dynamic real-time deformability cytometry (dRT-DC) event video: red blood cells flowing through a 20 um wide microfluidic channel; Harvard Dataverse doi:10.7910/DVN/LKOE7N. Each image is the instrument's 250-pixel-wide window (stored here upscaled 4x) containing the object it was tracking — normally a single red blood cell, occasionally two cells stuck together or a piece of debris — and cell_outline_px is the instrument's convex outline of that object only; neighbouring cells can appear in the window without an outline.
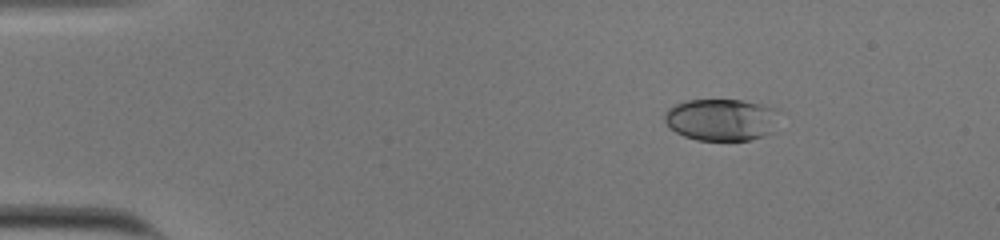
{"species": "human", "species_latin": "Homo sapiens", "temperature_condition": "cold", "stored_images_in_passage": 34, "camera_frame_rate_fps": 3000, "um_per_image_px": 0.085, "donor": {"sex": "male"}, "frame": {"image": 1, "passage_image": 1, "time_ms": 0.0, "image_size_px": [1000, 240], "cell_outline_px": [[752, 136], [744, 140], [704, 140], [688, 136], [672, 128], [668, 120], [668, 116], [676, 108], [684, 104], [696, 100], [736, 100], [744, 104]], "centroid_in_image_um": [60.52, 10.21], "position_along_channel_um": 24.5, "area_um2": 20.06}}
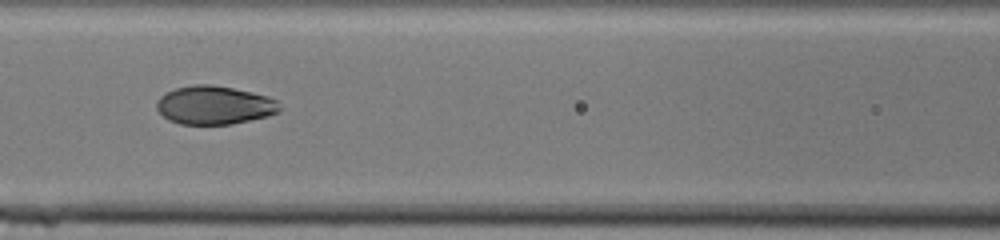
{"frame": {"image": 2, "passage_image": 18, "time_ms": 5.667, "image_size_px": [1000, 240], "cell_outline_px": [[272, 112], [260, 116], [244, 120], [224, 124], [188, 124], [172, 120], [160, 112], [160, 100], [164, 96], [180, 88], [228, 88], [260, 96], [272, 100]], "centroid_in_image_um": [18.12, 9.0], "position_along_channel_um": 148.5, "area_um2": 23.81}}
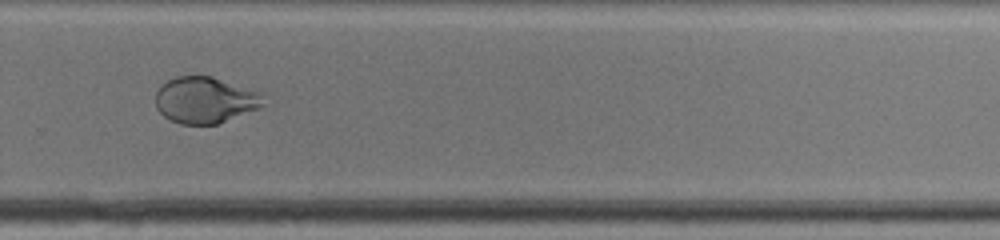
{"frame": {"image": 3, "passage_image": 31, "time_ms": 10.0, "image_size_px": [1000, 240], "cell_outline_px": [[248, 108], [216, 124], [188, 124], [176, 120], [168, 116], [164, 112], [160, 88], [164, 84], [172, 80], [184, 76], [208, 76], [216, 80], [236, 92]], "centroid_in_image_um": [16.99, 8.54], "position_along_channel_um": 312.8, "area_um2": 22.72}}